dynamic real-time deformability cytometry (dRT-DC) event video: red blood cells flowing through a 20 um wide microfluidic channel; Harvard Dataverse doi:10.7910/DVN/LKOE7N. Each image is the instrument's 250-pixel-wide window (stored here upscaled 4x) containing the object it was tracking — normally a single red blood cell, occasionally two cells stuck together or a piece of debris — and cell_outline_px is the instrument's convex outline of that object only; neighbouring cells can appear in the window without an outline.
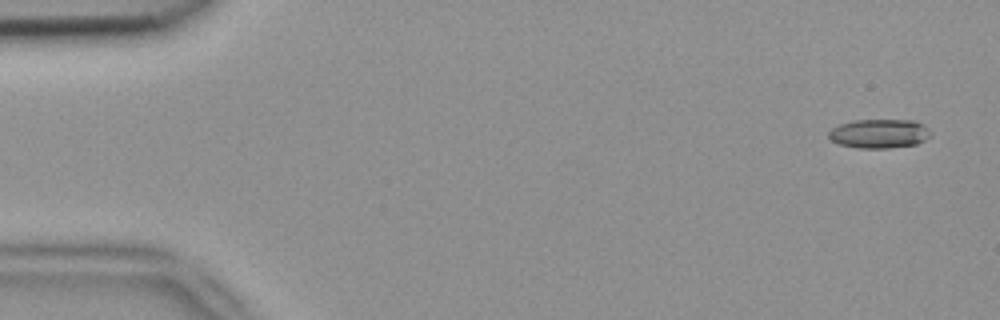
{"species": "common noctule bat (a hibernating species)", "species_latin": "Nyctalus noctula", "temperature_condition": "room temperature", "stored_images_in_passage": 6, "camera_frame_rate_fps": 3000, "um_per_image_px": 0.085, "animal": {"sex": "female", "body_mass_g": 18.4}, "frame": {"image": 1, "passage_image": 1, "time_ms": 0.0, "image_size_px": [1000, 320], "cell_outline_px": [[932, 136], [916, 144], [888, 148], [856, 148], [840, 144], [832, 140], [828, 136], [828, 132], [832, 128], [840, 124], [852, 120], [916, 120], [924, 124], [932, 132]], "centroid_in_image_um": [74.77, 11.35], "position_along_channel_um": 10.2, "area_um2": 17.46}}
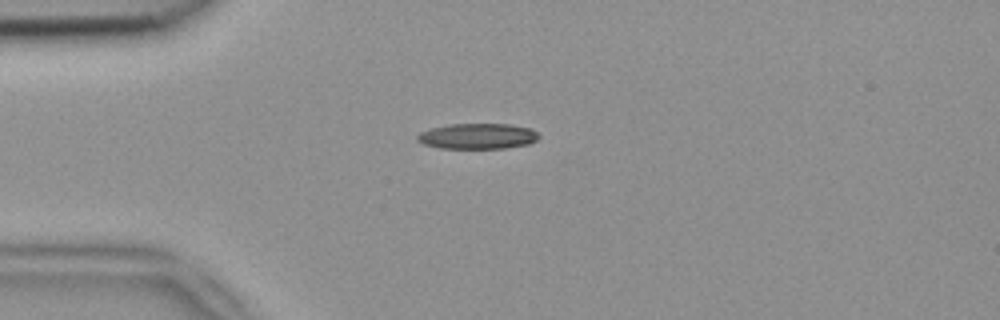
{"frame": {"image": 2, "passage_image": 3, "time_ms": 0.667, "image_size_px": [1000, 320], "cell_outline_px": [[540, 136], [536, 140], [528, 144], [504, 148], [440, 148], [424, 144], [416, 140], [416, 136], [420, 132], [428, 128], [448, 124], [508, 124], [532, 128]], "centroid_in_image_um": [40.57, 11.57], "position_along_channel_um": 44.4, "area_um2": 18.21}}
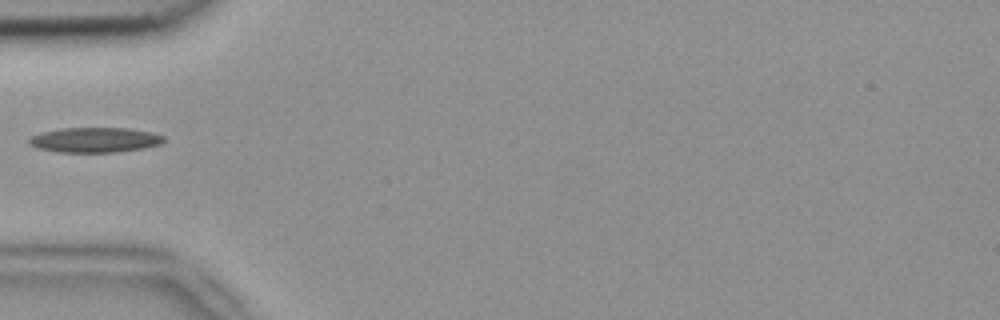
{"frame": {"image": 3, "passage_image": 4, "time_ms": 1.0, "image_size_px": [1000, 320], "cell_outline_px": [[164, 140], [160, 144], [144, 148], [116, 152], [56, 152], [40, 148], [28, 144], [28, 140], [32, 136], [40, 132], [60, 128], [128, 128], [152, 132], [164, 136]], "centroid_in_image_um": [8.05, 11.89], "position_along_channel_um": 76.9, "area_um2": 19.65}}